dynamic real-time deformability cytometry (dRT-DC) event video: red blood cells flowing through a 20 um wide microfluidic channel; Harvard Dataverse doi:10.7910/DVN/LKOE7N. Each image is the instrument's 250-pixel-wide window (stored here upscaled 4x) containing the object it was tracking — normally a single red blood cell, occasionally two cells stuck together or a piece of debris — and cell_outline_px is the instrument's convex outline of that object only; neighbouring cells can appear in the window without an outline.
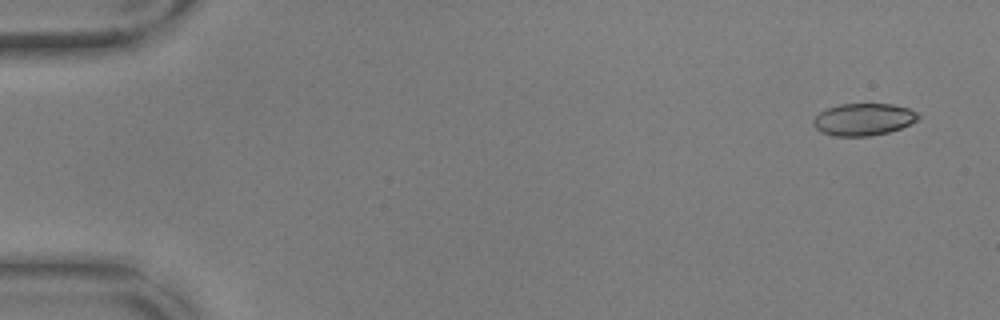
{"species": "common noctule bat (a hibernating species)", "species_latin": "Nyctalus noctula", "temperature_condition": "warm", "stored_images_in_passage": 55, "camera_frame_rate_fps": 3000, "um_per_image_px": 0.085, "animal": {"sex": "male", "body_mass_g": 17.9, "forearm_length_mm": 54.2}, "frame": {"image": 1, "passage_image": 3, "time_ms": 0.667, "image_size_px": [1000, 320], "cell_outline_px": [[920, 116], [916, 120], [900, 128], [888, 132], [868, 136], [832, 136], [820, 132], [812, 124], [812, 120], [820, 112], [828, 108], [840, 104], [892, 104], [908, 108], [916, 112]], "centroid_in_image_um": [73.35, 10.15], "position_along_channel_um": 11.6, "area_um2": 19.54}}
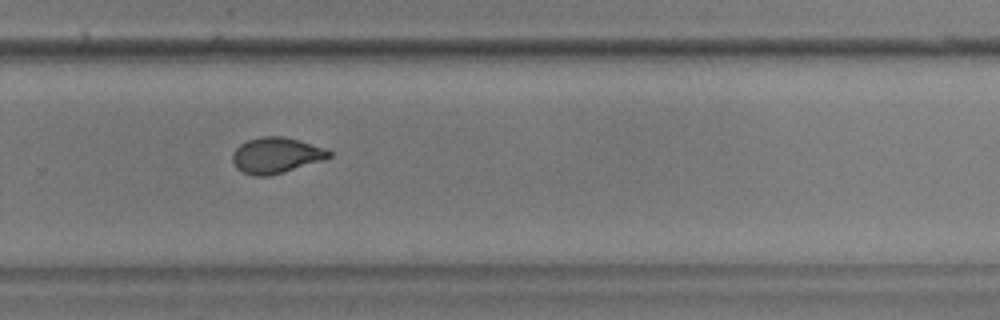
{"frame": {"image": 2, "passage_image": 38, "time_ms": 12.333, "image_size_px": [1000, 320], "cell_outline_px": [[336, 152], [332, 156], [324, 160], [268, 176], [252, 176], [240, 172], [236, 168], [232, 160], [232, 152], [240, 144], [248, 140], [260, 136], [284, 136], [328, 148]], "centroid_in_image_um": [23.49, 13.19], "position_along_channel_um": 306.3, "area_um2": 20.52}}
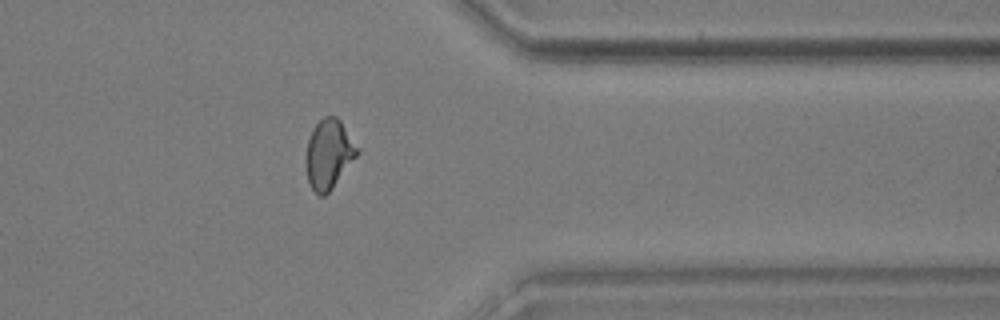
{"frame": {"image": 3, "passage_image": 45, "time_ms": 14.667, "image_size_px": [1000, 320], "cell_outline_px": [[364, 148], [332, 188], [324, 196], [320, 196], [312, 188], [308, 180], [304, 160], [308, 140], [316, 124], [324, 116], [336, 116], [340, 120]], "centroid_in_image_um": [28.02, 13.07], "position_along_channel_um": 383.4, "area_um2": 21.33}, "authors_computed_cell_mechanics": {"area_um2": 20.1722, "velocity_mm_per_s": 3.6655, "shape_relaxation_time_tau1_ms": 3.3883, "shape_relaxation_time_tau2_ms": 2.1639, "deformation_change_tau1": 0.1172, "deformation_change_tau2": 0.0697}}